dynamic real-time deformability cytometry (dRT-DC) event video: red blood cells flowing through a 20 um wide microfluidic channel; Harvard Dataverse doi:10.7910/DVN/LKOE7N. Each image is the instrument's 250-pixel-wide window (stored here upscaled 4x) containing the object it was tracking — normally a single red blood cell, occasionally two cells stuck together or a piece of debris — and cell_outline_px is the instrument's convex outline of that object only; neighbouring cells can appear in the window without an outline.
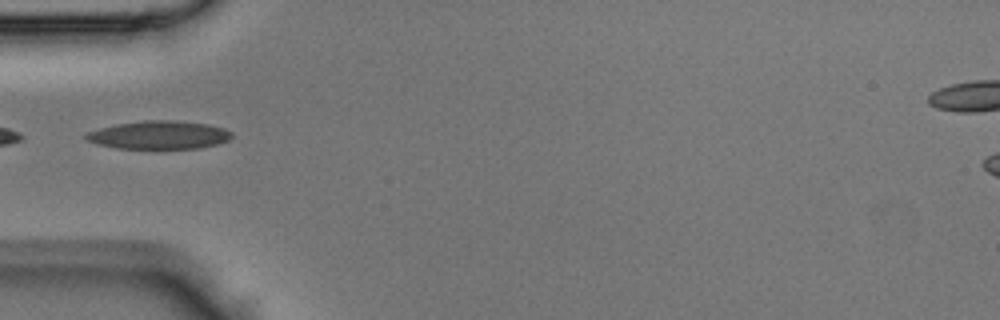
{"species": "Egyptian fruit bat (a non-hibernating species)", "species_latin": "Rousettus aegyptiacus", "temperature_condition": "room temperature", "stored_images_in_passage": 22, "camera_frame_rate_fps": 3000, "um_per_image_px": 0.085, "animal": {"sex": "male"}, "frame": {"image": 1, "passage_image": 5, "time_ms": 1.333, "image_size_px": [1000, 320], "cell_outline_px": [[232, 136], [228, 140], [216, 144], [200, 148], [116, 148], [96, 144], [88, 140], [84, 136], [88, 132], [100, 128], [116, 124], [144, 120], [172, 120], [208, 124], [224, 128], [232, 132]], "centroid_in_image_um": [13.52, 11.47], "position_along_channel_um": 71.5, "area_um2": 23.81}}
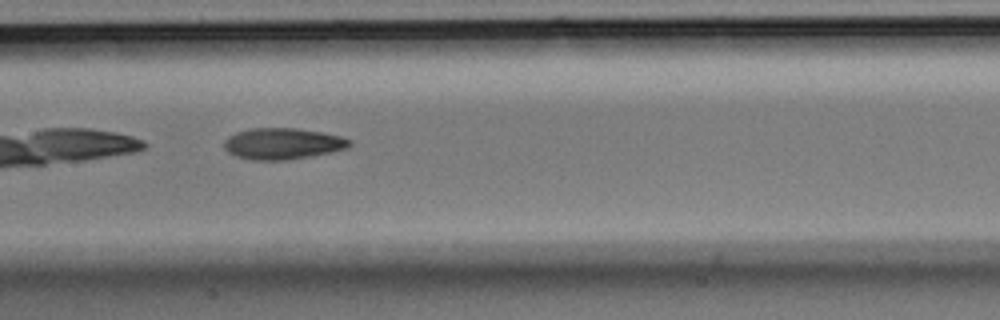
{"frame": {"image": 2, "passage_image": 12, "time_ms": 3.667, "image_size_px": [1000, 320], "cell_outline_px": [[352, 144], [348, 148], [332, 152], [312, 156], [288, 160], [252, 160], [236, 156], [228, 152], [224, 148], [224, 140], [228, 136], [236, 132], [248, 128], [296, 128], [320, 132], [340, 136], [352, 140]], "centroid_in_image_um": [24.02, 12.21], "position_along_channel_um": 183.4, "area_um2": 23.06}}
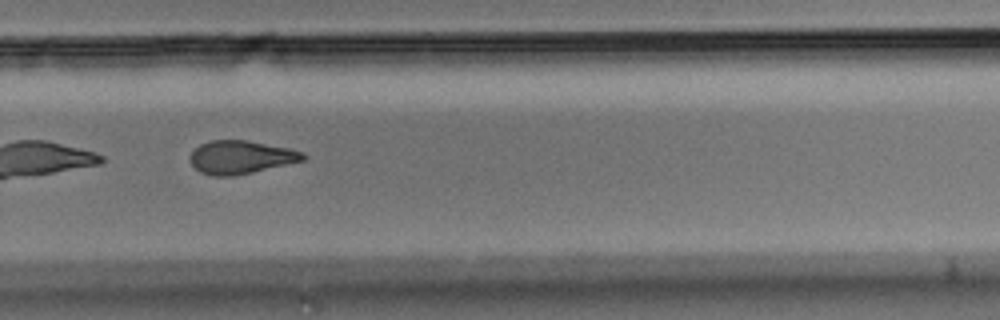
{"frame": {"image": 3, "passage_image": 20, "time_ms": 6.333, "image_size_px": [1000, 320], "cell_outline_px": [[308, 156], [304, 160], [252, 172], [232, 176], [212, 176], [200, 172], [188, 160], [188, 156], [200, 144], [212, 140], [244, 140], [288, 148], [304, 152]], "centroid_in_image_um": [20.44, 13.36], "position_along_channel_um": 309.4, "area_um2": 21.73}}